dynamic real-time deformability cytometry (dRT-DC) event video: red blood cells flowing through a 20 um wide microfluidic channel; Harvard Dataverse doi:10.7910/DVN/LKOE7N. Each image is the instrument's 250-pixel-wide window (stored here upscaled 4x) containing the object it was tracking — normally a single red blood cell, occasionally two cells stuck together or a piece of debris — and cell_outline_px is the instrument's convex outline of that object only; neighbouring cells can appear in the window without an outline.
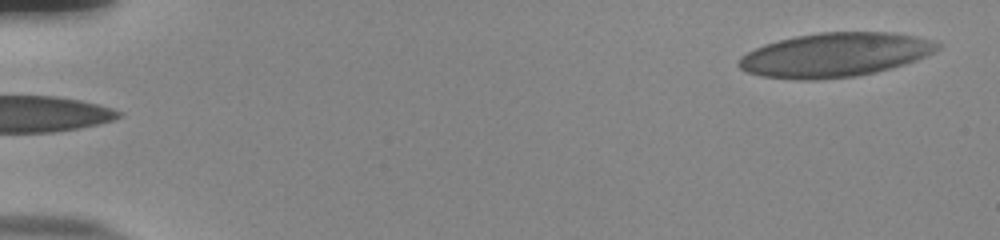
{"species": "human", "species_latin": "Homo sapiens", "temperature_condition": "room temperature", "stored_images_in_passage": 53, "camera_frame_rate_fps": 3000, "um_per_image_px": 0.085, "donor": {"sex": "male"}, "frame": {"image": 1, "passage_image": 1, "time_ms": 0.0, "image_size_px": [1000, 240], "cell_outline_px": [[940, 48], [916, 60], [892, 68], [876, 72], [856, 76], [812, 80], [804, 80], [760, 76], [748, 72], [740, 68], [736, 64], [740, 56], [764, 44], [796, 36], [820, 32], [892, 32], [916, 36], [940, 44]], "centroid_in_image_um": [70.94, 4.66], "position_along_channel_um": 14.1, "area_um2": 50.81}}
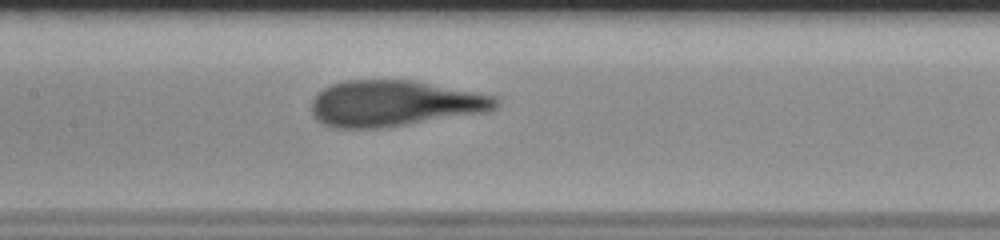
{"frame": {"image": 2, "passage_image": 26, "time_ms": 8.333, "image_size_px": [1000, 240], "cell_outline_px": [[500, 104], [496, 108], [488, 112], [408, 124], [380, 128], [336, 128], [324, 124], [316, 120], [312, 112], [312, 100], [324, 88], [332, 84], [344, 80], [412, 80], [476, 92], [496, 96], [500, 100]], "centroid_in_image_um": [33.55, 8.79], "position_along_channel_um": 173.8, "area_um2": 49.42}}
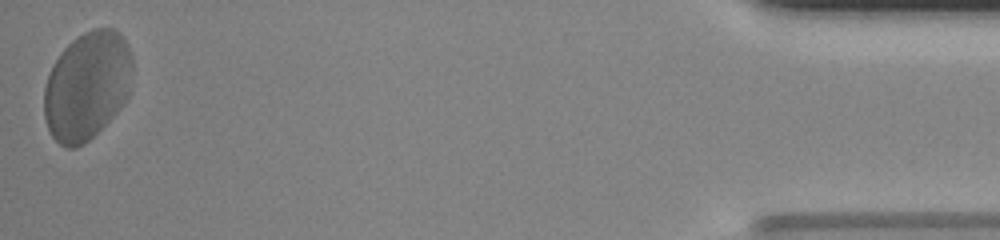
{"frame": {"image": 3, "passage_image": 53, "time_ms": 17.333, "image_size_px": [1000, 240], "cell_outline_px": [[132, 68], [128, 96], [124, 104], [84, 144], [76, 148], [68, 148], [60, 144], [52, 136], [48, 128], [44, 116], [44, 88], [48, 76], [60, 52], [76, 36], [92, 28], [112, 28], [120, 32], [124, 36], [128, 44], [132, 56]], "centroid_in_image_um": [7.41, 7.26], "position_along_channel_um": 427.8, "area_um2": 55.89}, "authors_computed_cell_mechanics": {"area_um2": 49.3612, "velocity_mm_per_s": 3.7137, "shape_relaxation_time_tau1_ms": 3.0157, "shape_relaxation_time_tau2_ms": null, "deformation_change_tau1": 0.1473, "deformation_change_tau2": null}}